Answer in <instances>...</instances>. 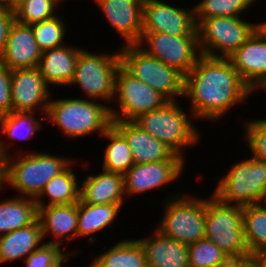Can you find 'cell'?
Wrapping results in <instances>:
<instances>
[{
  "instance_id": "cell-32",
  "label": "cell",
  "mask_w": 266,
  "mask_h": 267,
  "mask_svg": "<svg viewBox=\"0 0 266 267\" xmlns=\"http://www.w3.org/2000/svg\"><path fill=\"white\" fill-rule=\"evenodd\" d=\"M255 1L256 0H201L194 6L196 25L202 19L209 17H240Z\"/></svg>"
},
{
  "instance_id": "cell-29",
  "label": "cell",
  "mask_w": 266,
  "mask_h": 267,
  "mask_svg": "<svg viewBox=\"0 0 266 267\" xmlns=\"http://www.w3.org/2000/svg\"><path fill=\"white\" fill-rule=\"evenodd\" d=\"M89 267H147V263L144 249L138 239H122L98 255Z\"/></svg>"
},
{
  "instance_id": "cell-30",
  "label": "cell",
  "mask_w": 266,
  "mask_h": 267,
  "mask_svg": "<svg viewBox=\"0 0 266 267\" xmlns=\"http://www.w3.org/2000/svg\"><path fill=\"white\" fill-rule=\"evenodd\" d=\"M102 137L110 141L103 151V170L124 175L134 164L127 140L113 125Z\"/></svg>"
},
{
  "instance_id": "cell-36",
  "label": "cell",
  "mask_w": 266,
  "mask_h": 267,
  "mask_svg": "<svg viewBox=\"0 0 266 267\" xmlns=\"http://www.w3.org/2000/svg\"><path fill=\"white\" fill-rule=\"evenodd\" d=\"M244 139L249 144L248 147L252 157L266 161V118L258 120H247L245 124Z\"/></svg>"
},
{
  "instance_id": "cell-35",
  "label": "cell",
  "mask_w": 266,
  "mask_h": 267,
  "mask_svg": "<svg viewBox=\"0 0 266 267\" xmlns=\"http://www.w3.org/2000/svg\"><path fill=\"white\" fill-rule=\"evenodd\" d=\"M224 252L209 239L188 245L189 267H217Z\"/></svg>"
},
{
  "instance_id": "cell-6",
  "label": "cell",
  "mask_w": 266,
  "mask_h": 267,
  "mask_svg": "<svg viewBox=\"0 0 266 267\" xmlns=\"http://www.w3.org/2000/svg\"><path fill=\"white\" fill-rule=\"evenodd\" d=\"M225 204H261L266 196V161L250 157L235 162L213 192Z\"/></svg>"
},
{
  "instance_id": "cell-33",
  "label": "cell",
  "mask_w": 266,
  "mask_h": 267,
  "mask_svg": "<svg viewBox=\"0 0 266 267\" xmlns=\"http://www.w3.org/2000/svg\"><path fill=\"white\" fill-rule=\"evenodd\" d=\"M56 15L51 19L31 25L34 38L42 52L65 45L66 24ZM64 42V44H63Z\"/></svg>"
},
{
  "instance_id": "cell-4",
  "label": "cell",
  "mask_w": 266,
  "mask_h": 267,
  "mask_svg": "<svg viewBox=\"0 0 266 267\" xmlns=\"http://www.w3.org/2000/svg\"><path fill=\"white\" fill-rule=\"evenodd\" d=\"M179 105L177 100L168 101L163 107L143 113L133 121L176 155L185 158V149L200 140V130H197L187 111Z\"/></svg>"
},
{
  "instance_id": "cell-7",
  "label": "cell",
  "mask_w": 266,
  "mask_h": 267,
  "mask_svg": "<svg viewBox=\"0 0 266 267\" xmlns=\"http://www.w3.org/2000/svg\"><path fill=\"white\" fill-rule=\"evenodd\" d=\"M165 201L159 232L186 245L205 238L206 199L181 194Z\"/></svg>"
},
{
  "instance_id": "cell-26",
  "label": "cell",
  "mask_w": 266,
  "mask_h": 267,
  "mask_svg": "<svg viewBox=\"0 0 266 267\" xmlns=\"http://www.w3.org/2000/svg\"><path fill=\"white\" fill-rule=\"evenodd\" d=\"M38 218L35 199L16 196L0 201V236L24 228Z\"/></svg>"
},
{
  "instance_id": "cell-5",
  "label": "cell",
  "mask_w": 266,
  "mask_h": 267,
  "mask_svg": "<svg viewBox=\"0 0 266 267\" xmlns=\"http://www.w3.org/2000/svg\"><path fill=\"white\" fill-rule=\"evenodd\" d=\"M121 66L133 77L160 92L169 101L184 95V76L175 68L149 55L138 44L119 48Z\"/></svg>"
},
{
  "instance_id": "cell-31",
  "label": "cell",
  "mask_w": 266,
  "mask_h": 267,
  "mask_svg": "<svg viewBox=\"0 0 266 267\" xmlns=\"http://www.w3.org/2000/svg\"><path fill=\"white\" fill-rule=\"evenodd\" d=\"M243 229L252 254L266 251V207L263 203L243 207Z\"/></svg>"
},
{
  "instance_id": "cell-15",
  "label": "cell",
  "mask_w": 266,
  "mask_h": 267,
  "mask_svg": "<svg viewBox=\"0 0 266 267\" xmlns=\"http://www.w3.org/2000/svg\"><path fill=\"white\" fill-rule=\"evenodd\" d=\"M185 162V160H164L146 164L134 163L123 175L125 195L128 197L150 192L174 180L177 181L186 166Z\"/></svg>"
},
{
  "instance_id": "cell-49",
  "label": "cell",
  "mask_w": 266,
  "mask_h": 267,
  "mask_svg": "<svg viewBox=\"0 0 266 267\" xmlns=\"http://www.w3.org/2000/svg\"><path fill=\"white\" fill-rule=\"evenodd\" d=\"M262 203H264V206L266 207V196L264 197V200Z\"/></svg>"
},
{
  "instance_id": "cell-2",
  "label": "cell",
  "mask_w": 266,
  "mask_h": 267,
  "mask_svg": "<svg viewBox=\"0 0 266 267\" xmlns=\"http://www.w3.org/2000/svg\"><path fill=\"white\" fill-rule=\"evenodd\" d=\"M50 98L44 118L60 128L68 138H80L91 133L102 136L111 126L110 107L93 99Z\"/></svg>"
},
{
  "instance_id": "cell-3",
  "label": "cell",
  "mask_w": 266,
  "mask_h": 267,
  "mask_svg": "<svg viewBox=\"0 0 266 267\" xmlns=\"http://www.w3.org/2000/svg\"><path fill=\"white\" fill-rule=\"evenodd\" d=\"M14 158L9 155L1 160L5 170V184L22 193V197L24 195L32 199L40 195L50 179L74 162L69 157L33 151L25 153L22 158Z\"/></svg>"
},
{
  "instance_id": "cell-38",
  "label": "cell",
  "mask_w": 266,
  "mask_h": 267,
  "mask_svg": "<svg viewBox=\"0 0 266 267\" xmlns=\"http://www.w3.org/2000/svg\"><path fill=\"white\" fill-rule=\"evenodd\" d=\"M11 74L12 70L0 64V117L12 112Z\"/></svg>"
},
{
  "instance_id": "cell-28",
  "label": "cell",
  "mask_w": 266,
  "mask_h": 267,
  "mask_svg": "<svg viewBox=\"0 0 266 267\" xmlns=\"http://www.w3.org/2000/svg\"><path fill=\"white\" fill-rule=\"evenodd\" d=\"M41 128L42 122L36 118V112H10L0 117V134L9 140H30ZM9 147L0 138V161L13 154L9 153Z\"/></svg>"
},
{
  "instance_id": "cell-37",
  "label": "cell",
  "mask_w": 266,
  "mask_h": 267,
  "mask_svg": "<svg viewBox=\"0 0 266 267\" xmlns=\"http://www.w3.org/2000/svg\"><path fill=\"white\" fill-rule=\"evenodd\" d=\"M62 252L59 245L42 243L39 248L24 259L25 267H44L53 262Z\"/></svg>"
},
{
  "instance_id": "cell-40",
  "label": "cell",
  "mask_w": 266,
  "mask_h": 267,
  "mask_svg": "<svg viewBox=\"0 0 266 267\" xmlns=\"http://www.w3.org/2000/svg\"><path fill=\"white\" fill-rule=\"evenodd\" d=\"M252 256L250 250H241L234 253H224L217 267H242Z\"/></svg>"
},
{
  "instance_id": "cell-34",
  "label": "cell",
  "mask_w": 266,
  "mask_h": 267,
  "mask_svg": "<svg viewBox=\"0 0 266 267\" xmlns=\"http://www.w3.org/2000/svg\"><path fill=\"white\" fill-rule=\"evenodd\" d=\"M58 5L55 0H24L14 8L16 22L32 25L51 19Z\"/></svg>"
},
{
  "instance_id": "cell-9",
  "label": "cell",
  "mask_w": 266,
  "mask_h": 267,
  "mask_svg": "<svg viewBox=\"0 0 266 267\" xmlns=\"http://www.w3.org/2000/svg\"><path fill=\"white\" fill-rule=\"evenodd\" d=\"M257 28L258 22L252 24L240 17L204 18L196 27L200 52L210 57L228 58Z\"/></svg>"
},
{
  "instance_id": "cell-44",
  "label": "cell",
  "mask_w": 266,
  "mask_h": 267,
  "mask_svg": "<svg viewBox=\"0 0 266 267\" xmlns=\"http://www.w3.org/2000/svg\"><path fill=\"white\" fill-rule=\"evenodd\" d=\"M242 267H259L257 260L251 256Z\"/></svg>"
},
{
  "instance_id": "cell-21",
  "label": "cell",
  "mask_w": 266,
  "mask_h": 267,
  "mask_svg": "<svg viewBox=\"0 0 266 267\" xmlns=\"http://www.w3.org/2000/svg\"><path fill=\"white\" fill-rule=\"evenodd\" d=\"M150 236L138 239L147 267H189L188 245L170 239L157 229Z\"/></svg>"
},
{
  "instance_id": "cell-22",
  "label": "cell",
  "mask_w": 266,
  "mask_h": 267,
  "mask_svg": "<svg viewBox=\"0 0 266 267\" xmlns=\"http://www.w3.org/2000/svg\"><path fill=\"white\" fill-rule=\"evenodd\" d=\"M82 50L66 43L64 46L42 52L38 69L45 83L48 86H69L74 76L76 61Z\"/></svg>"
},
{
  "instance_id": "cell-12",
  "label": "cell",
  "mask_w": 266,
  "mask_h": 267,
  "mask_svg": "<svg viewBox=\"0 0 266 267\" xmlns=\"http://www.w3.org/2000/svg\"><path fill=\"white\" fill-rule=\"evenodd\" d=\"M138 45L147 47L143 50L169 67L175 68L184 77L192 70L201 55L198 36H172L161 32L142 33Z\"/></svg>"
},
{
  "instance_id": "cell-13",
  "label": "cell",
  "mask_w": 266,
  "mask_h": 267,
  "mask_svg": "<svg viewBox=\"0 0 266 267\" xmlns=\"http://www.w3.org/2000/svg\"><path fill=\"white\" fill-rule=\"evenodd\" d=\"M142 33L198 36L194 7L187 10L158 0H143Z\"/></svg>"
},
{
  "instance_id": "cell-23",
  "label": "cell",
  "mask_w": 266,
  "mask_h": 267,
  "mask_svg": "<svg viewBox=\"0 0 266 267\" xmlns=\"http://www.w3.org/2000/svg\"><path fill=\"white\" fill-rule=\"evenodd\" d=\"M123 175L102 170L88 175L80 184V200L85 204H124Z\"/></svg>"
},
{
  "instance_id": "cell-43",
  "label": "cell",
  "mask_w": 266,
  "mask_h": 267,
  "mask_svg": "<svg viewBox=\"0 0 266 267\" xmlns=\"http://www.w3.org/2000/svg\"><path fill=\"white\" fill-rule=\"evenodd\" d=\"M4 183H5V170L2 162L0 161V192L3 188L2 186H4L3 185Z\"/></svg>"
},
{
  "instance_id": "cell-10",
  "label": "cell",
  "mask_w": 266,
  "mask_h": 267,
  "mask_svg": "<svg viewBox=\"0 0 266 267\" xmlns=\"http://www.w3.org/2000/svg\"><path fill=\"white\" fill-rule=\"evenodd\" d=\"M205 238L224 253L249 250L243 229V206L225 204L213 194L206 199Z\"/></svg>"
},
{
  "instance_id": "cell-24",
  "label": "cell",
  "mask_w": 266,
  "mask_h": 267,
  "mask_svg": "<svg viewBox=\"0 0 266 267\" xmlns=\"http://www.w3.org/2000/svg\"><path fill=\"white\" fill-rule=\"evenodd\" d=\"M43 236L39 220L0 236V264L26 257L39 248Z\"/></svg>"
},
{
  "instance_id": "cell-18",
  "label": "cell",
  "mask_w": 266,
  "mask_h": 267,
  "mask_svg": "<svg viewBox=\"0 0 266 267\" xmlns=\"http://www.w3.org/2000/svg\"><path fill=\"white\" fill-rule=\"evenodd\" d=\"M125 45L138 44L142 36L143 0H94Z\"/></svg>"
},
{
  "instance_id": "cell-27",
  "label": "cell",
  "mask_w": 266,
  "mask_h": 267,
  "mask_svg": "<svg viewBox=\"0 0 266 267\" xmlns=\"http://www.w3.org/2000/svg\"><path fill=\"white\" fill-rule=\"evenodd\" d=\"M75 173L70 164L63 172L50 179L35 199L37 208L77 203L80 200V185ZM44 195L49 198L48 203L43 202Z\"/></svg>"
},
{
  "instance_id": "cell-16",
  "label": "cell",
  "mask_w": 266,
  "mask_h": 267,
  "mask_svg": "<svg viewBox=\"0 0 266 267\" xmlns=\"http://www.w3.org/2000/svg\"><path fill=\"white\" fill-rule=\"evenodd\" d=\"M228 59L253 91L266 80V36L257 28Z\"/></svg>"
},
{
  "instance_id": "cell-1",
  "label": "cell",
  "mask_w": 266,
  "mask_h": 267,
  "mask_svg": "<svg viewBox=\"0 0 266 267\" xmlns=\"http://www.w3.org/2000/svg\"><path fill=\"white\" fill-rule=\"evenodd\" d=\"M251 93L228 58L201 54L184 77L183 98L192 102L189 115L195 120H218Z\"/></svg>"
},
{
  "instance_id": "cell-45",
  "label": "cell",
  "mask_w": 266,
  "mask_h": 267,
  "mask_svg": "<svg viewBox=\"0 0 266 267\" xmlns=\"http://www.w3.org/2000/svg\"><path fill=\"white\" fill-rule=\"evenodd\" d=\"M0 8H8L13 10V0H0Z\"/></svg>"
},
{
  "instance_id": "cell-47",
  "label": "cell",
  "mask_w": 266,
  "mask_h": 267,
  "mask_svg": "<svg viewBox=\"0 0 266 267\" xmlns=\"http://www.w3.org/2000/svg\"><path fill=\"white\" fill-rule=\"evenodd\" d=\"M259 90L262 88L264 91H266V80L263 81L256 89Z\"/></svg>"
},
{
  "instance_id": "cell-39",
  "label": "cell",
  "mask_w": 266,
  "mask_h": 267,
  "mask_svg": "<svg viewBox=\"0 0 266 267\" xmlns=\"http://www.w3.org/2000/svg\"><path fill=\"white\" fill-rule=\"evenodd\" d=\"M14 10L8 8H0V54L3 52L12 25L15 23Z\"/></svg>"
},
{
  "instance_id": "cell-14",
  "label": "cell",
  "mask_w": 266,
  "mask_h": 267,
  "mask_svg": "<svg viewBox=\"0 0 266 267\" xmlns=\"http://www.w3.org/2000/svg\"><path fill=\"white\" fill-rule=\"evenodd\" d=\"M49 88L38 67L12 70V112H36L38 107L46 115L52 97Z\"/></svg>"
},
{
  "instance_id": "cell-50",
  "label": "cell",
  "mask_w": 266,
  "mask_h": 267,
  "mask_svg": "<svg viewBox=\"0 0 266 267\" xmlns=\"http://www.w3.org/2000/svg\"><path fill=\"white\" fill-rule=\"evenodd\" d=\"M57 3H62L63 0H55Z\"/></svg>"
},
{
  "instance_id": "cell-46",
  "label": "cell",
  "mask_w": 266,
  "mask_h": 267,
  "mask_svg": "<svg viewBox=\"0 0 266 267\" xmlns=\"http://www.w3.org/2000/svg\"><path fill=\"white\" fill-rule=\"evenodd\" d=\"M258 28L262 31V33L266 36V21L258 23Z\"/></svg>"
},
{
  "instance_id": "cell-17",
  "label": "cell",
  "mask_w": 266,
  "mask_h": 267,
  "mask_svg": "<svg viewBox=\"0 0 266 267\" xmlns=\"http://www.w3.org/2000/svg\"><path fill=\"white\" fill-rule=\"evenodd\" d=\"M112 125L125 137L136 164L164 160H185L176 155L161 141L143 130L133 120H114Z\"/></svg>"
},
{
  "instance_id": "cell-42",
  "label": "cell",
  "mask_w": 266,
  "mask_h": 267,
  "mask_svg": "<svg viewBox=\"0 0 266 267\" xmlns=\"http://www.w3.org/2000/svg\"><path fill=\"white\" fill-rule=\"evenodd\" d=\"M252 256L257 260L259 267H266V251L254 253Z\"/></svg>"
},
{
  "instance_id": "cell-8",
  "label": "cell",
  "mask_w": 266,
  "mask_h": 267,
  "mask_svg": "<svg viewBox=\"0 0 266 267\" xmlns=\"http://www.w3.org/2000/svg\"><path fill=\"white\" fill-rule=\"evenodd\" d=\"M121 65L120 51L114 53H91L83 49L76 61L70 86L78 85L89 99L113 102L115 76Z\"/></svg>"
},
{
  "instance_id": "cell-11",
  "label": "cell",
  "mask_w": 266,
  "mask_h": 267,
  "mask_svg": "<svg viewBox=\"0 0 266 267\" xmlns=\"http://www.w3.org/2000/svg\"><path fill=\"white\" fill-rule=\"evenodd\" d=\"M114 99L120 109L110 106L112 121L134 120L143 113L163 107L169 101L160 92L133 77L121 65L115 76Z\"/></svg>"
},
{
  "instance_id": "cell-48",
  "label": "cell",
  "mask_w": 266,
  "mask_h": 267,
  "mask_svg": "<svg viewBox=\"0 0 266 267\" xmlns=\"http://www.w3.org/2000/svg\"><path fill=\"white\" fill-rule=\"evenodd\" d=\"M24 0H13V10L14 8L19 5L21 2H23Z\"/></svg>"
},
{
  "instance_id": "cell-19",
  "label": "cell",
  "mask_w": 266,
  "mask_h": 267,
  "mask_svg": "<svg viewBox=\"0 0 266 267\" xmlns=\"http://www.w3.org/2000/svg\"><path fill=\"white\" fill-rule=\"evenodd\" d=\"M42 51L34 38L31 25L15 21L7 44L0 54V64L10 70L38 67Z\"/></svg>"
},
{
  "instance_id": "cell-20",
  "label": "cell",
  "mask_w": 266,
  "mask_h": 267,
  "mask_svg": "<svg viewBox=\"0 0 266 267\" xmlns=\"http://www.w3.org/2000/svg\"><path fill=\"white\" fill-rule=\"evenodd\" d=\"M41 224L42 236L53 235L52 241L46 243L56 244L60 247L77 237L78 228V202L67 205H52L38 208V218ZM46 236V237H45Z\"/></svg>"
},
{
  "instance_id": "cell-41",
  "label": "cell",
  "mask_w": 266,
  "mask_h": 267,
  "mask_svg": "<svg viewBox=\"0 0 266 267\" xmlns=\"http://www.w3.org/2000/svg\"><path fill=\"white\" fill-rule=\"evenodd\" d=\"M73 254H79V250L73 251V252H62L53 262H51L50 264L44 266V267H62V264H64L65 261H67L70 256H72Z\"/></svg>"
},
{
  "instance_id": "cell-25",
  "label": "cell",
  "mask_w": 266,
  "mask_h": 267,
  "mask_svg": "<svg viewBox=\"0 0 266 267\" xmlns=\"http://www.w3.org/2000/svg\"><path fill=\"white\" fill-rule=\"evenodd\" d=\"M124 204H85L78 201V237H89V243L97 241L95 233L103 231L114 224L119 211Z\"/></svg>"
}]
</instances>
